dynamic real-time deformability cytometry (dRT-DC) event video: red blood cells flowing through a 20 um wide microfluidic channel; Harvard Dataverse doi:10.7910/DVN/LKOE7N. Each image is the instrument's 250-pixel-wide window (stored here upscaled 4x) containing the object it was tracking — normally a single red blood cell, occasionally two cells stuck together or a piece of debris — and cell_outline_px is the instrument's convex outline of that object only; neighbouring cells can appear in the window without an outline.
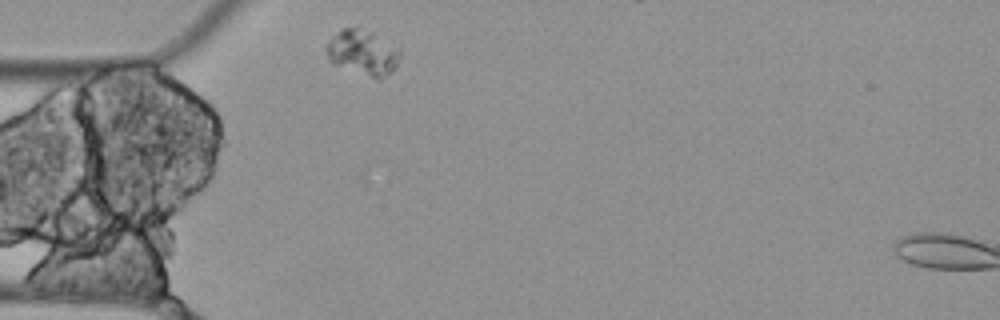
{"species": "Egyptian fruit bat (a non-hibernating species)", "species_latin": "Rousettus aegyptiacus", "temperature_condition": "cold", "stored_images_in_passage": 2, "camera_frame_rate_fps": 3000, "um_per_image_px": 0.085, "animal": {"sex": "female"}, "frame": {"image": 1, "passage_image": 1, "time_ms": 0.0, "image_size_px": [1000, 320], "cell_outline_px": [[400, 56], [392, 72], [380, 80], [376, 80], [332, 64], [324, 48], [332, 36], [340, 28], [356, 28], [372, 32], [400, 48]], "centroid_in_image_um": [30.83, 4.49], "position_along_channel_um": 54.2, "area_um2": 19.65}}